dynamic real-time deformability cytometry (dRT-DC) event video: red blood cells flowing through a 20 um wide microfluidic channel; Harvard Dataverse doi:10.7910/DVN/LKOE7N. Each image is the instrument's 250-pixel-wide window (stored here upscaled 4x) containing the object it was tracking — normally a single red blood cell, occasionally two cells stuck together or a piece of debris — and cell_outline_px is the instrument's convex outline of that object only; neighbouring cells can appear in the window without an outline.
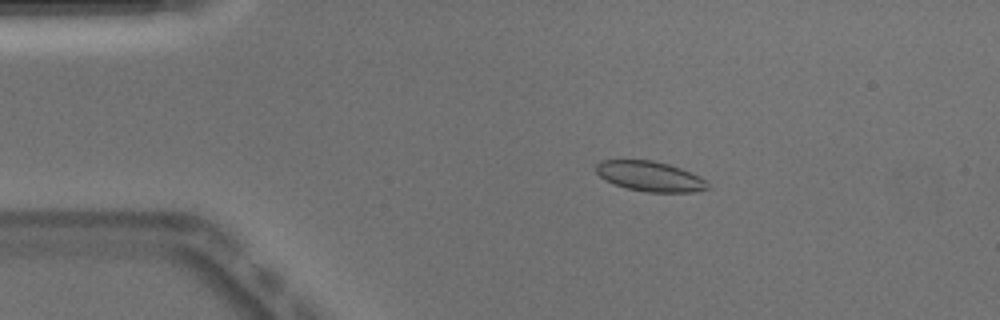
{"species": "Egyptian fruit bat (a non-hibernating species)", "species_latin": "Rousettus aegyptiacus", "temperature_condition": "warm", "stored_images_in_passage": 45, "camera_frame_rate_fps": 3000, "um_per_image_px": 0.085, "animal": {"sex": "male"}, "frame": {"image": 1, "passage_image": 3, "time_ms": 0.667, "image_size_px": [1000, 320], "cell_outline_px": [[708, 188], [692, 192], [648, 192], [624, 188], [604, 180], [596, 172], [596, 164], [600, 160], [652, 160], [668, 164], [680, 168], [700, 176], [708, 184]], "centroid_in_image_um": [55.2, 14.98], "position_along_channel_um": 29.8, "area_um2": 19.54}}
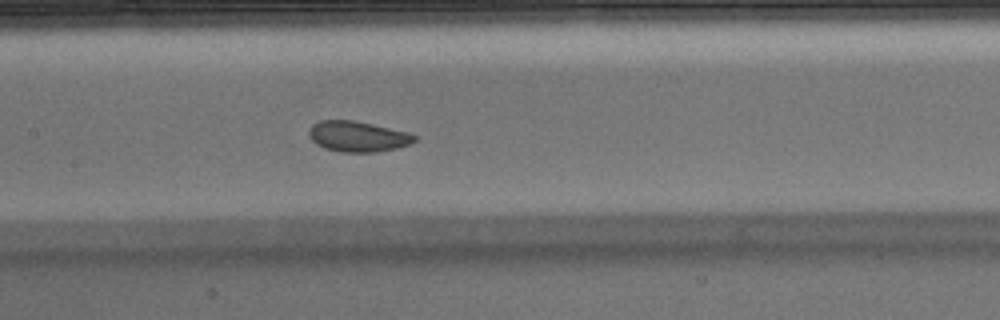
{"frame": {"image": 2, "passage_image": 18, "time_ms": 5.667, "image_size_px": [1000, 320], "cell_outline_px": [[416, 140], [408, 144], [396, 148], [376, 152], [340, 152], [324, 148], [316, 144], [308, 136], [308, 128], [312, 124], [320, 120], [352, 120], [372, 124], [408, 132], [416, 136]], "centroid_in_image_um": [30.35, 11.6], "position_along_channel_um": 177.0, "area_um2": 18.84}}
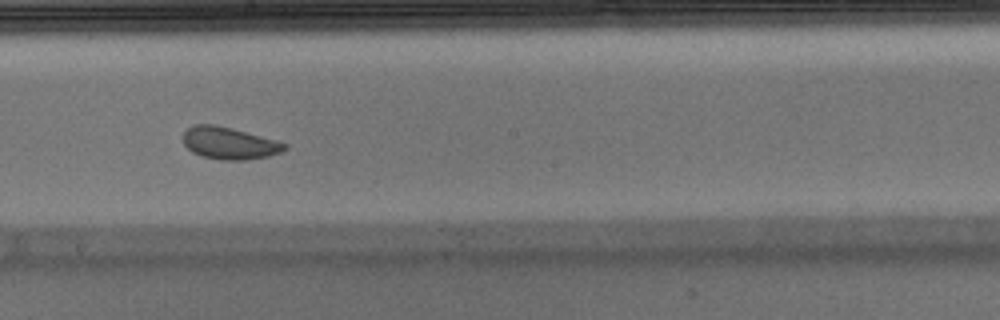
{"frame": {"image": 3, "passage_image": 22, "time_ms": 7.0, "image_size_px": [1000, 320], "cell_outline_px": [[288, 148], [280, 152], [268, 156], [248, 160], [220, 160], [200, 156], [192, 152], [184, 144], [184, 132], [192, 124], [216, 124], [232, 128], [276, 140], [288, 144]], "centroid_in_image_um": [19.49, 12.17], "position_along_channel_um": 228.7, "area_um2": 19.13}, "authors_computed_cell_mechanics": {"area_um2": 19.7676, "velocity_mm_per_s": 3.8967, "shape_relaxation_time_tau1_ms": 3.2541, "shape_relaxation_time_tau2_ms": null, "deformation_change_tau1": 0.0715, "deformation_change_tau2": null}}